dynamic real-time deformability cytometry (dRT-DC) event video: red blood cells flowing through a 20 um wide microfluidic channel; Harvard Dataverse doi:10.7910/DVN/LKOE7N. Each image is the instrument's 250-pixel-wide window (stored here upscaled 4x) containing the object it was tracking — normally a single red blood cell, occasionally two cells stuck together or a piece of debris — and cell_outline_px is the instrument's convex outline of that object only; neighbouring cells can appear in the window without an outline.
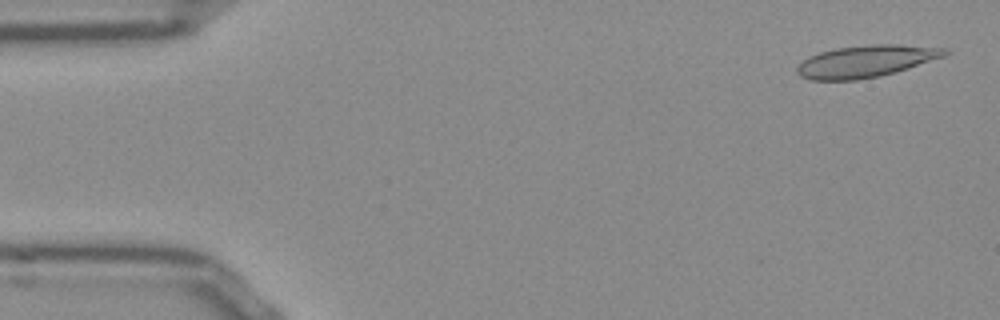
{"species": "Egyptian fruit bat (a non-hibernating species)", "species_latin": "Rousettus aegyptiacus", "temperature_condition": "room temperature", "stored_images_in_passage": 17, "camera_frame_rate_fps": 3000, "um_per_image_px": 0.085, "frame": {"image": 1, "passage_image": 2, "time_ms": 0.333, "image_size_px": [1000, 320], "cell_outline_px": [[952, 52], [944, 56], [896, 72], [880, 76], [856, 80], [812, 80], [800, 76], [796, 72], [796, 68], [808, 56], [820, 52], [836, 48], [872, 44], [900, 44], [948, 48]], "centroid_in_image_um": [73.63, 5.2], "position_along_channel_um": 11.4, "area_um2": 27.63}}
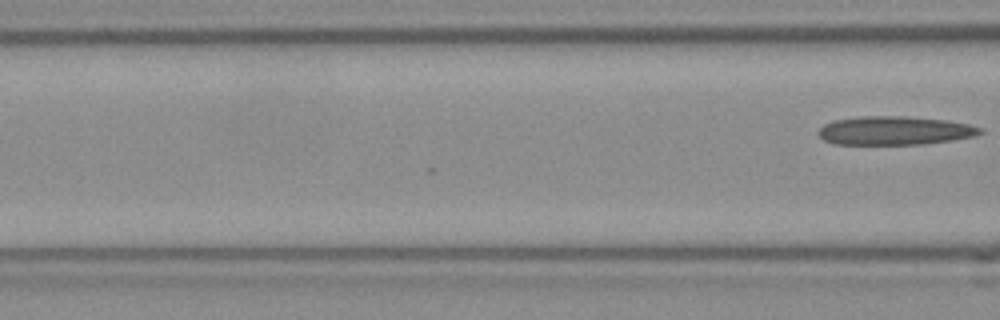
{"frame": {"image": 2, "passage_image": 17, "time_ms": 5.333, "image_size_px": [1000, 320], "cell_outline_px": [[984, 132], [976, 136], [952, 140], [924, 144], [836, 144], [824, 140], [816, 132], [824, 124], [832, 120], [860, 116], [904, 116], [948, 120], [968, 124], [984, 128]], "centroid_in_image_um": [76.07, 11.09], "position_along_channel_um": 90.5, "area_um2": 27.22}}